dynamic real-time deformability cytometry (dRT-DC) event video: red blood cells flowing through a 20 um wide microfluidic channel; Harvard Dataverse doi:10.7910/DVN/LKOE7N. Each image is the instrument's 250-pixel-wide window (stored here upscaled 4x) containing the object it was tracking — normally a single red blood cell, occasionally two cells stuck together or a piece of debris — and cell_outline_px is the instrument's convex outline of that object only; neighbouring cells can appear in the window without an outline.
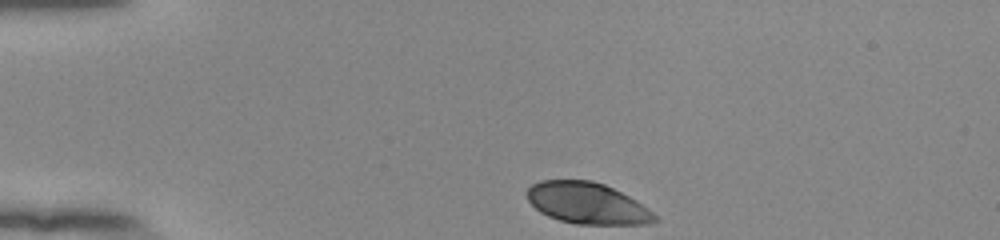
{"species": "human", "species_latin": "Homo sapiens", "temperature_condition": "room temperature", "stored_images_in_passage": 36, "camera_frame_rate_fps": 3000, "um_per_image_px": 0.085, "donor": {"sex": "female"}, "frame": {"image": 1, "passage_image": 1, "time_ms": 0.0, "image_size_px": [1000, 240], "cell_outline_px": [[660, 220], [648, 224], [576, 224], [560, 220], [548, 216], [540, 212], [528, 200], [528, 188], [532, 184], [540, 180], [592, 180], [604, 184], [636, 200], [648, 208]], "centroid_in_image_um": [49.93, 17.28], "position_along_channel_um": 35.1, "area_um2": 30.63}}
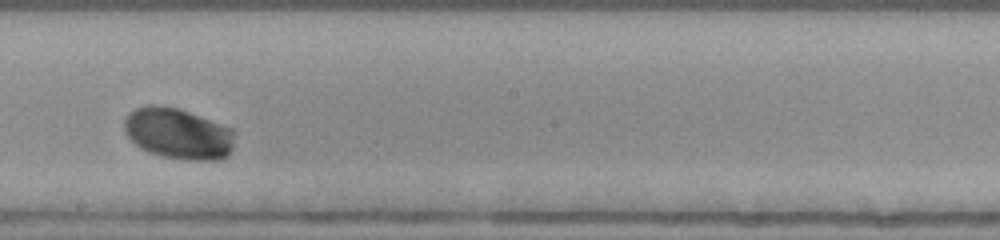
{"frame": {"image": 2, "passage_image": 21, "time_ms": 6.667, "image_size_px": [1000, 240], "cell_outline_px": [[232, 148], [228, 156], [220, 160], [188, 160], [164, 156], [148, 152], [140, 148], [128, 136], [124, 128], [124, 120], [128, 112], [136, 108], [148, 104], [160, 104], [180, 108], [232, 128]], "centroid_in_image_um": [15.12, 11.33], "position_along_channel_um": 233.1, "area_um2": 32.95}}
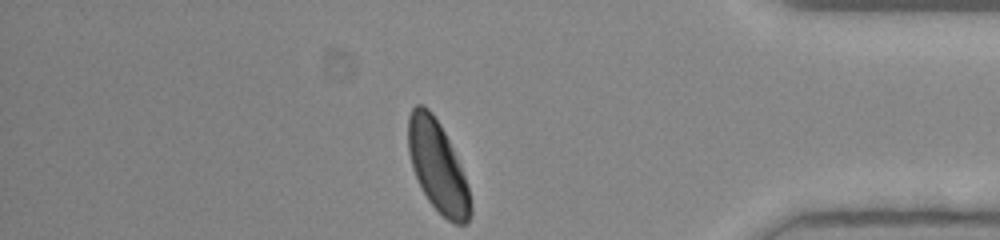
{"frame": {"image": 3, "passage_image": 36, "time_ms": 11.667, "image_size_px": [1000, 240], "cell_outline_px": [[472, 212], [468, 224], [452, 224], [428, 200], [412, 168], [408, 152], [408, 116], [412, 108], [416, 104], [424, 104], [432, 112], [440, 124], [448, 140], [468, 184], [472, 208]], "centroid_in_image_um": [37.2, 14.15], "position_along_channel_um": 398.0, "area_um2": 32.77}, "authors_computed_cell_mechanics": {"area_um2": 31.9056, "velocity_mm_per_s": 3.8303, "shape_relaxation_time_tau1_ms": 2.7058, "shape_relaxation_time_tau2_ms": null, "deformation_change_tau1": 0.166, "deformation_change_tau2": null}}